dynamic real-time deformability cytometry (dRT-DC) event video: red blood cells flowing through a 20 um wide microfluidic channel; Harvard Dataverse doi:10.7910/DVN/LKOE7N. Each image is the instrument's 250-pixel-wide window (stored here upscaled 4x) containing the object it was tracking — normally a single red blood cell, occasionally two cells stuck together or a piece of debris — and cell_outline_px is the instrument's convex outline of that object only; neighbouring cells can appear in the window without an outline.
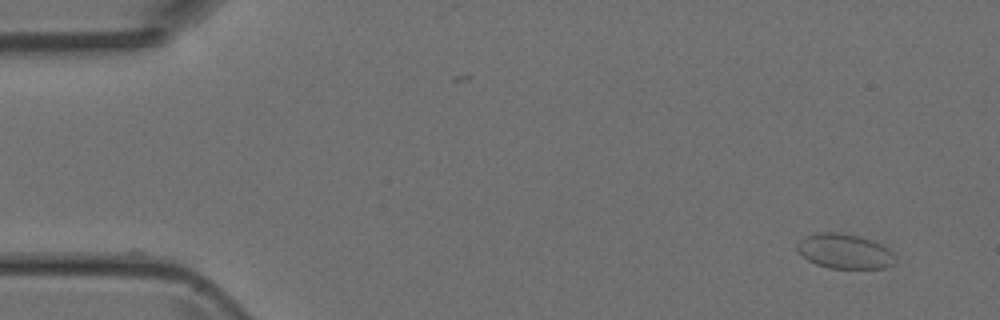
{"species": "Egyptian fruit bat (a non-hibernating species)", "species_latin": "Rousettus aegyptiacus", "temperature_condition": "room temperature", "stored_images_in_passage": 48, "camera_frame_rate_fps": 3000, "um_per_image_px": 0.085, "animal": {"sex": "female"}, "frame": {"image": 1, "passage_image": 1, "time_ms": 0.0, "image_size_px": [1000, 320], "cell_outline_px": [[896, 264], [884, 268], [828, 268], [816, 264], [808, 260], [796, 248], [796, 244], [804, 236], [816, 232], [840, 232], [872, 240], [888, 248], [892, 252], [896, 260]], "centroid_in_image_um": [71.79, 21.36], "position_along_channel_um": 13.2, "area_um2": 19.94}}
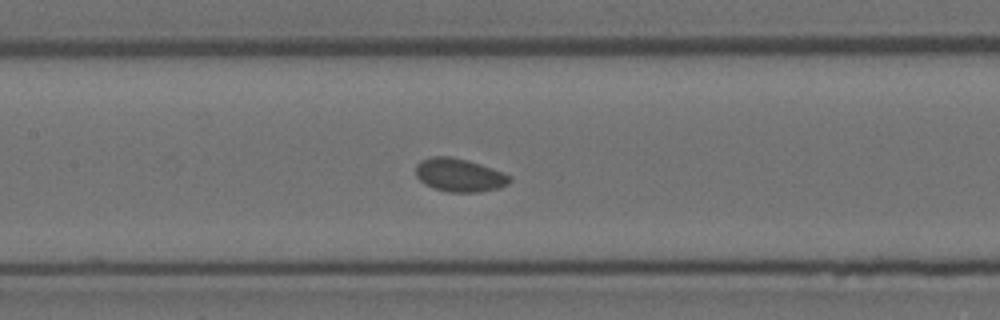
{"frame": {"image": 2, "passage_image": 21, "time_ms": 6.667, "image_size_px": [1000, 320], "cell_outline_px": [[512, 180], [508, 184], [500, 188], [480, 192], [448, 192], [432, 188], [424, 184], [416, 176], [416, 164], [420, 160], [432, 156], [452, 156], [468, 160], [480, 164], [512, 176]], "centroid_in_image_um": [39.04, 14.88], "position_along_channel_um": 168.4, "area_um2": 18.44}}
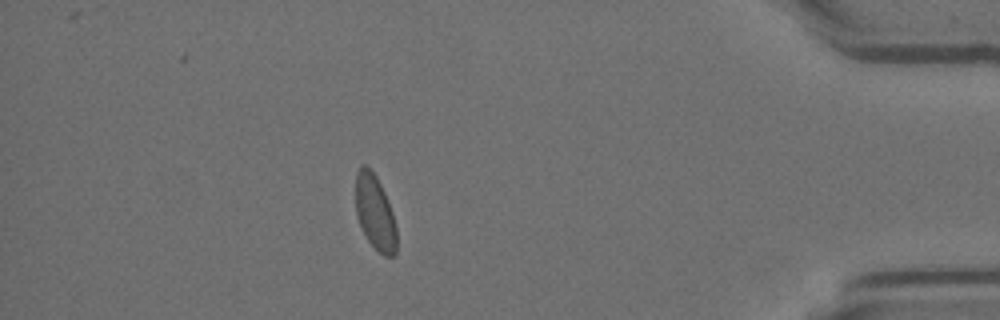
{"frame": {"image": 3, "passage_image": 42, "time_ms": 13.667, "image_size_px": [1000, 320], "cell_outline_px": [[396, 252], [392, 256], [384, 256], [368, 240], [356, 216], [356, 172], [360, 164], [364, 164], [376, 176], [384, 192], [392, 212], [396, 228]], "centroid_in_image_um": [31.86, 18.04], "position_along_channel_um": 403.3, "area_um2": 17.57}}